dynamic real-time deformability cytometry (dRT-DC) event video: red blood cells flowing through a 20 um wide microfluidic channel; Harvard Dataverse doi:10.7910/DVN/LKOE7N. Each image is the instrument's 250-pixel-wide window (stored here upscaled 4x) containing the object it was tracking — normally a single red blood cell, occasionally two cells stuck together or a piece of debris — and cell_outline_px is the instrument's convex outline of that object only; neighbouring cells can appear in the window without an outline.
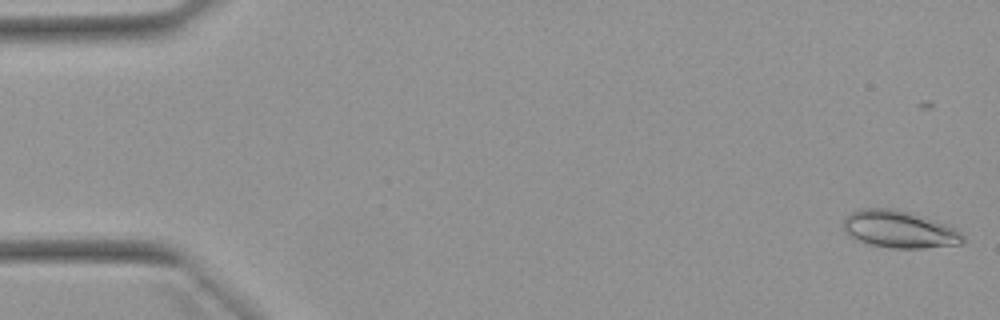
{"species": "Egyptian fruit bat (a non-hibernating species)", "species_latin": "Rousettus aegyptiacus", "temperature_condition": "warm", "stored_images_in_passage": 53, "camera_frame_rate_fps": 3000, "um_per_image_px": 0.085, "animal": {"sex": "female"}, "frame": {"image": 1, "passage_image": 1, "time_ms": 0.0, "image_size_px": [1000, 320], "cell_outline_px": [[964, 244], [924, 248], [892, 248], [872, 244], [860, 240], [844, 232], [844, 216], [852, 212], [864, 208], [896, 208], [924, 216], [948, 224], [960, 232], [964, 236]], "centroid_in_image_um": [76.49, 19.48], "position_along_channel_um": 8.5, "area_um2": 26.01}}
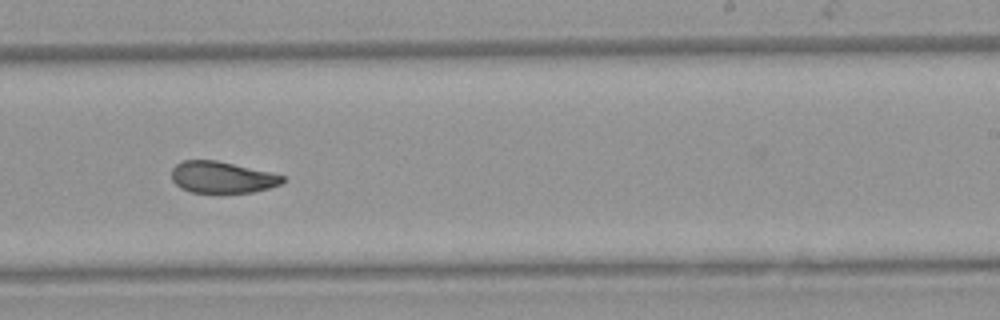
{"frame": {"image": 2, "passage_image": 32, "time_ms": 10.333, "image_size_px": [1000, 320], "cell_outline_px": [[284, 180], [280, 184], [268, 188], [252, 192], [192, 192], [180, 188], [172, 180], [172, 168], [176, 164], [184, 160], [216, 160], [272, 172], [284, 176]], "centroid_in_image_um": [18.86, 15.06], "position_along_channel_um": 270.1, "area_um2": 20.29}}
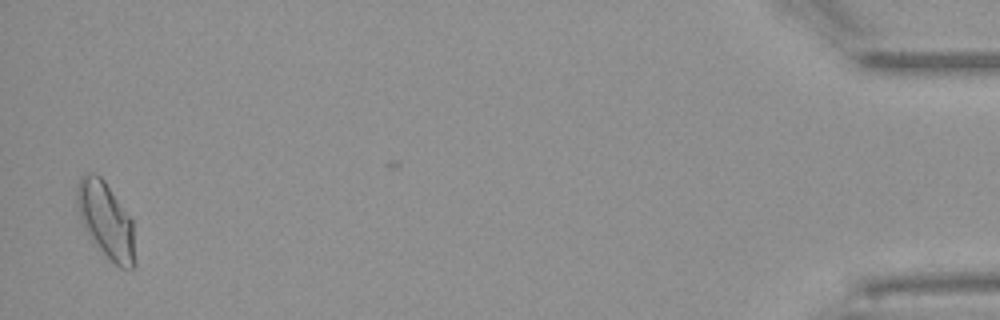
{"frame": {"image": 3, "passage_image": 51, "time_ms": 16.667, "image_size_px": [1000, 320], "cell_outline_px": [[132, 268], [120, 268], [108, 260], [92, 240], [84, 228], [80, 220], [76, 208], [76, 184], [80, 176], [84, 172], [96, 172], [104, 180], [132, 220]], "centroid_in_image_um": [8.9, 18.64], "position_along_channel_um": 426.3, "area_um2": 25.43}, "authors_computed_cell_mechanics": {"area_um2": 22.1952, "velocity_mm_per_s": 3.9012, "shape_relaxation_time_tau1_ms": 6.4399, "shape_relaxation_time_tau2_ms": 3.2387, "deformation_change_tau1": 0.1686, "deformation_change_tau2": 0.0721}}